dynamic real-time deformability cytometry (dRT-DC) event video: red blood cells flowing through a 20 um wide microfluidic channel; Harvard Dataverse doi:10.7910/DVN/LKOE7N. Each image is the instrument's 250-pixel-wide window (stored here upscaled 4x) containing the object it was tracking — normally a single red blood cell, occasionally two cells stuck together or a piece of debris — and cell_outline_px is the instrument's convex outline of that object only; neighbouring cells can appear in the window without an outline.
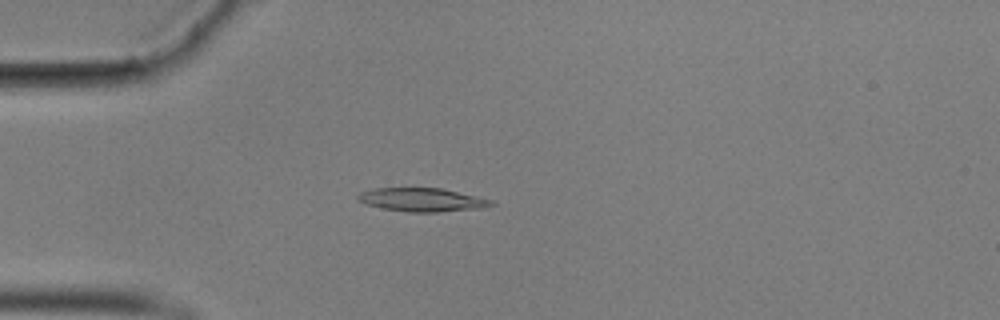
{"species": "common noctule bat (a hibernating species)", "species_latin": "Nyctalus noctula", "temperature_condition": "cold", "stored_images_in_passage": 45, "camera_frame_rate_fps": 3000, "um_per_image_px": 0.085, "animal": {"sex": "male", "body_mass_g": 17.9}, "frame": {"image": 1, "passage_image": 4, "time_ms": 1.0, "image_size_px": [1000, 320], "cell_outline_px": [[496, 204], [480, 208], [440, 212], [408, 212], [384, 208], [364, 204], [356, 200], [356, 196], [360, 192], [376, 188], [440, 188], [476, 196], [492, 200]], "centroid_in_image_um": [35.84, 16.98], "position_along_channel_um": 49.2, "area_um2": 18.21}}
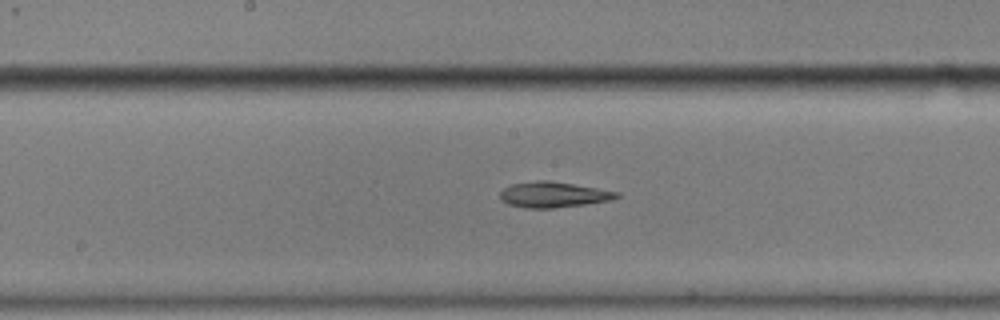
{"frame": {"image": 2, "passage_image": 18, "time_ms": 5.667, "image_size_px": [1000, 320], "cell_outline_px": [[620, 196], [612, 200], [584, 204], [552, 208], [524, 208], [508, 204], [500, 200], [500, 192], [504, 188], [512, 184], [536, 180], [548, 180], [620, 192]], "centroid_in_image_um": [47.01, 16.54], "position_along_channel_um": 201.2, "area_um2": 17.34}}
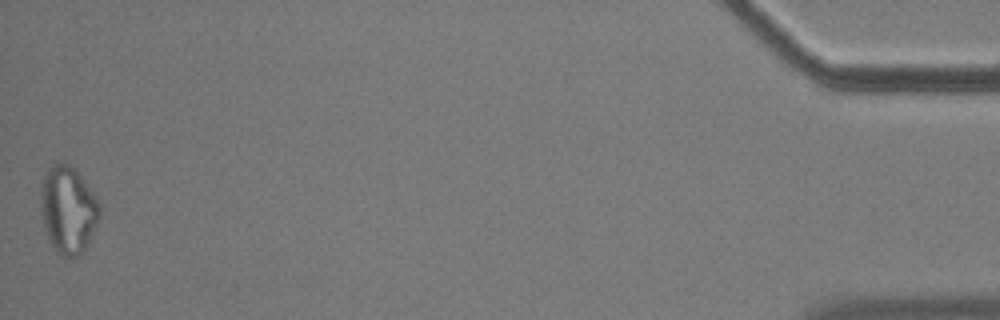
{"frame": {"image": 3, "passage_image": 45, "time_ms": 14.667, "image_size_px": [1000, 320], "cell_outline_px": [[100, 216], [84, 248], [76, 256], [64, 260], [56, 252], [48, 236], [44, 224], [40, 208], [40, 196], [44, 176], [48, 168], [52, 164], [68, 164], [76, 168], [96, 200], [100, 208]], "centroid_in_image_um": [5.76, 17.83], "position_along_channel_um": 429.4, "area_um2": 29.36}, "authors_computed_cell_mechanics": {"area_um2": 18.207, "velocity_mm_per_s": 3.5351, "shape_relaxation_time_tau1_ms": null, "shape_relaxation_time_tau2_ms": 10.0639, "deformation_change_tau1": null, "deformation_change_tau2": 0.2162}}